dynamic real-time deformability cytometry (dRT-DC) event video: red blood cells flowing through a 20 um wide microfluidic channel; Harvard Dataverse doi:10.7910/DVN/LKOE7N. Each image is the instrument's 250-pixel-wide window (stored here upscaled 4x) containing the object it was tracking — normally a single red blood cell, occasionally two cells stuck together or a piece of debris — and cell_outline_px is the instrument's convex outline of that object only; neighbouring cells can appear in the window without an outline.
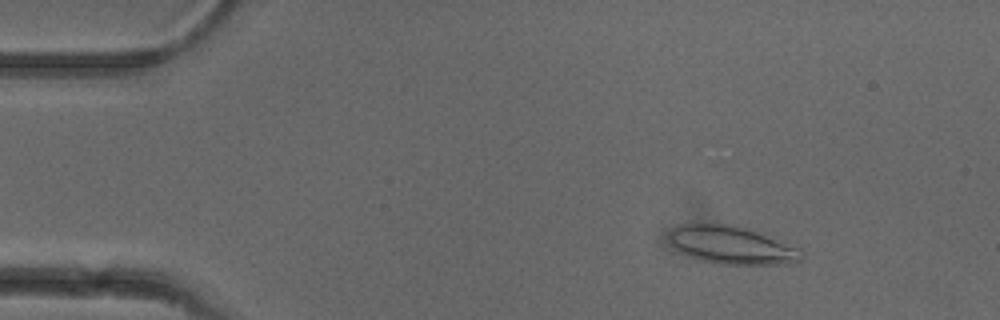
{"species": "common noctule bat (a hibernating species)", "species_latin": "Nyctalus noctula", "temperature_condition": "cold", "stored_images_in_passage": 52, "camera_frame_rate_fps": 3000, "um_per_image_px": 0.085, "animal": {"sex": "female"}, "frame": {"image": 1, "passage_image": 7, "time_ms": 2.0, "image_size_px": [1000, 320], "cell_outline_px": [[804, 256], [800, 260], [788, 264], [716, 264], [688, 256], [680, 252], [672, 244], [668, 236], [668, 232], [676, 224], [728, 224], [748, 228], [764, 232], [800, 248]], "centroid_in_image_um": [62.23, 20.82], "position_along_channel_um": 22.8, "area_um2": 29.77}}
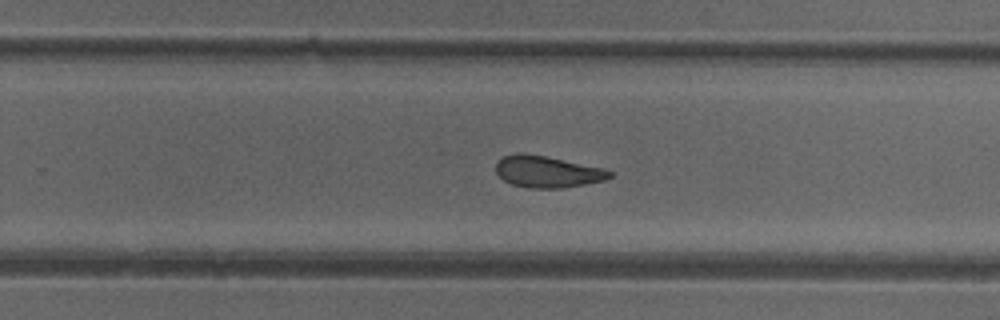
{"frame": {"image": 2, "passage_image": 33, "time_ms": 10.667, "image_size_px": [1000, 320], "cell_outline_px": [[612, 176], [604, 180], [564, 188], [528, 188], [512, 184], [504, 180], [496, 172], [496, 160], [504, 156], [516, 152], [520, 152], [544, 156], [604, 168], [612, 172]], "centroid_in_image_um": [46.49, 14.59], "position_along_channel_um": 283.3, "area_um2": 20.92}}
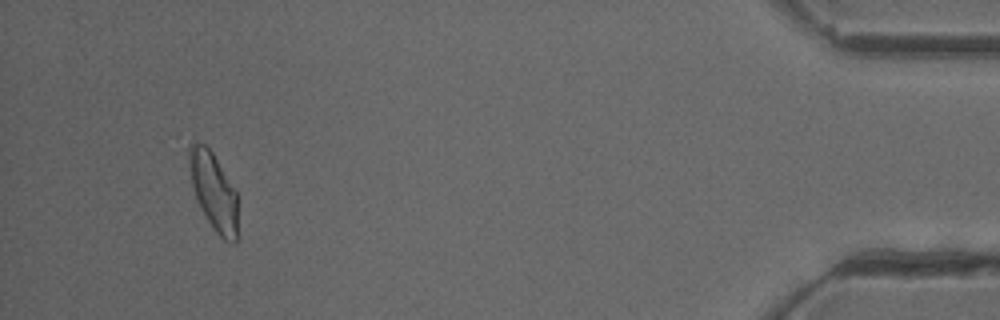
{"frame": {"image": 3, "passage_image": 49, "time_ms": 16.0, "image_size_px": [1000, 320], "cell_outline_px": [[236, 244], [232, 244], [224, 240], [212, 228], [200, 208], [196, 200], [192, 184], [188, 164], [188, 144], [192, 140], [204, 144], [212, 152], [236, 188]], "centroid_in_image_um": [18.13, 16.22], "position_along_channel_um": 417.1, "area_um2": 22.25}, "authors_computed_cell_mechanics": {"area_um2": 22.253, "velocity_mm_per_s": 3.9082, "shape_relaxation_time_tau1_ms": 7.9485, "shape_relaxation_time_tau2_ms": 3.7895, "deformation_change_tau1": 0.165, "deformation_change_tau2": 0.1086}}